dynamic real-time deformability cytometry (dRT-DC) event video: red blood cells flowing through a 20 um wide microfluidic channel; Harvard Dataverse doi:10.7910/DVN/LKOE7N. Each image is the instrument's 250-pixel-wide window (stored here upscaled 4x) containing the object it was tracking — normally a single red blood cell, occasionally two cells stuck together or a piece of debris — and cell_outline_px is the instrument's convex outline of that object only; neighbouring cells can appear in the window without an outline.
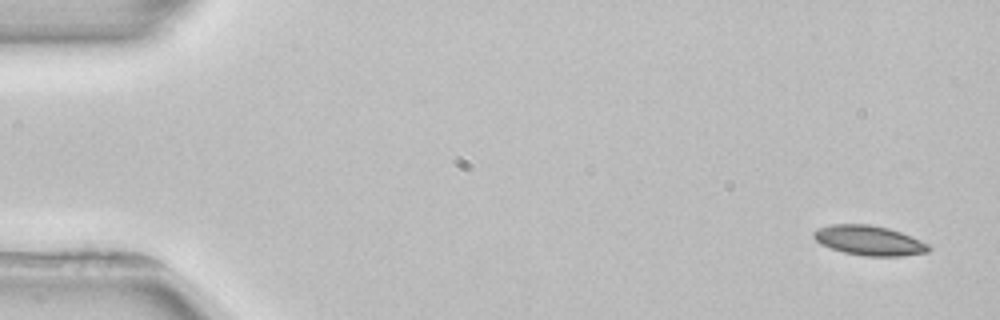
{"species": "common noctule bat (a hibernating species)", "species_latin": "Nyctalus noctula", "temperature_condition": "room temperature", "stored_images_in_passage": 3, "camera_frame_rate_fps": 3000, "um_per_image_px": 0.085, "animal": {"sex": "female", "body_mass_g": 22.7, "forearm_length_mm": 54.2}, "frame": {"image": 1, "passage_image": 1, "time_ms": 0.0, "image_size_px": [1000, 320], "cell_outline_px": [[932, 248], [928, 252], [900, 256], [864, 256], [844, 252], [820, 244], [812, 236], [812, 232], [820, 228], [832, 224], [868, 224], [888, 228], [900, 232], [920, 240], [928, 244]], "centroid_in_image_um": [73.87, 20.44], "position_along_channel_um": 11.1, "area_um2": 19.83}}
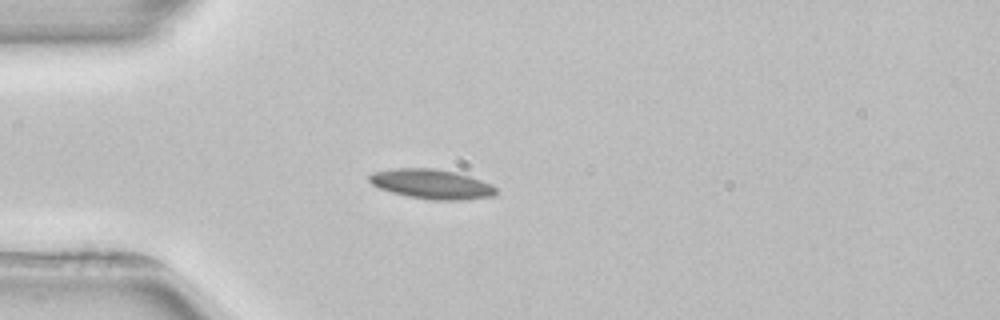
{"frame": {"image": 2, "passage_image": 3, "time_ms": 4.0, "image_size_px": [1000, 320], "cell_outline_px": [[496, 192], [492, 196], [464, 200], [432, 200], [408, 196], [392, 192], [380, 188], [372, 184], [368, 180], [368, 176], [372, 172], [396, 168], [436, 168], [456, 172], [492, 184], [496, 188]], "centroid_in_image_um": [36.67, 15.64], "position_along_channel_um": 48.3, "area_um2": 21.85}}